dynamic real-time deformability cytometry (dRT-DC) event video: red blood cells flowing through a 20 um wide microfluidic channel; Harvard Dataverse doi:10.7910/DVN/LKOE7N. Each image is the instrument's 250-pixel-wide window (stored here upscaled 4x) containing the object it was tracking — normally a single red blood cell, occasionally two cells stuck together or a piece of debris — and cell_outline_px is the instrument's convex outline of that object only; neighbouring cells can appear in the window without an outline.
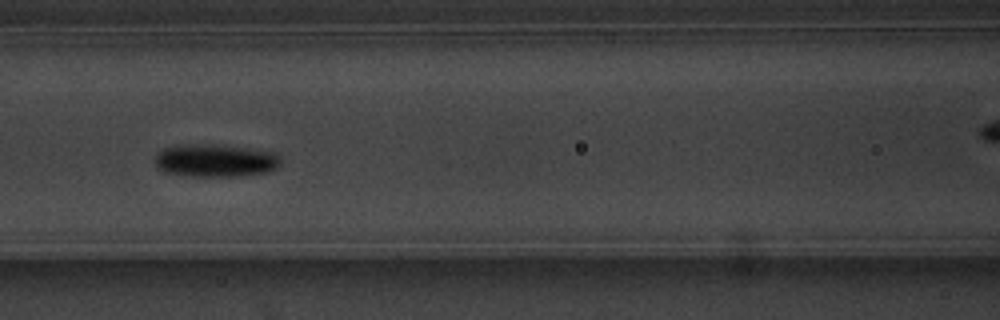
{"species": "common noctule bat (a hibernating species)", "species_latin": "Nyctalus noctula", "temperature_condition": "warm", "stored_images_in_passage": 12, "camera_frame_rate_fps": 3000, "um_per_image_px": 0.085, "animal": {"sex": "male", "body_mass_g": 20.1, "forearm_length_mm": 53.5}, "frame": {"image": 1, "passage_image": 7, "time_ms": 7.0, "image_size_px": [1000, 320], "cell_outline_px": [[280, 164], [276, 168], [268, 172], [240, 176], [192, 176], [164, 172], [156, 168], [156, 156], [164, 148], [180, 144], [212, 144], [244, 148], [272, 152], [280, 156]], "centroid_in_image_um": [18.29, 13.65], "position_along_channel_um": 148.3, "area_um2": 23.93}}
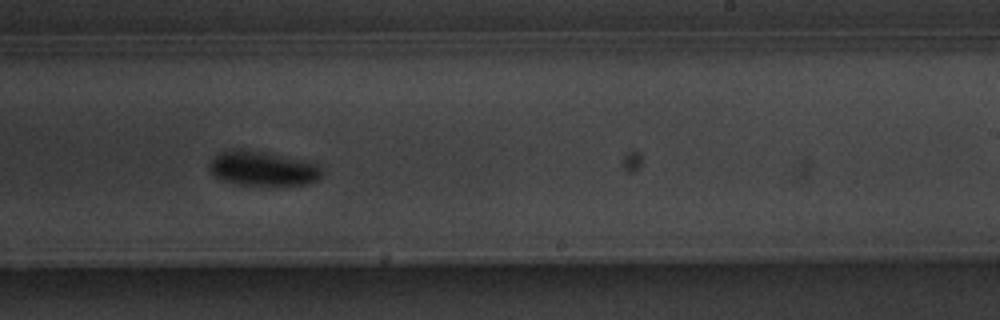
{"frame": {"image": 2, "passage_image": 10, "time_ms": 10.333, "image_size_px": [1000, 320], "cell_outline_px": [[324, 168], [320, 176], [316, 180], [308, 184], [236, 184], [220, 180], [212, 176], [208, 168], [208, 164], [212, 156], [220, 152], [232, 148], [236, 148], [260, 152], [304, 160], [320, 164]], "centroid_in_image_um": [22.26, 14.31], "position_along_channel_um": 266.7, "area_um2": 22.72}}
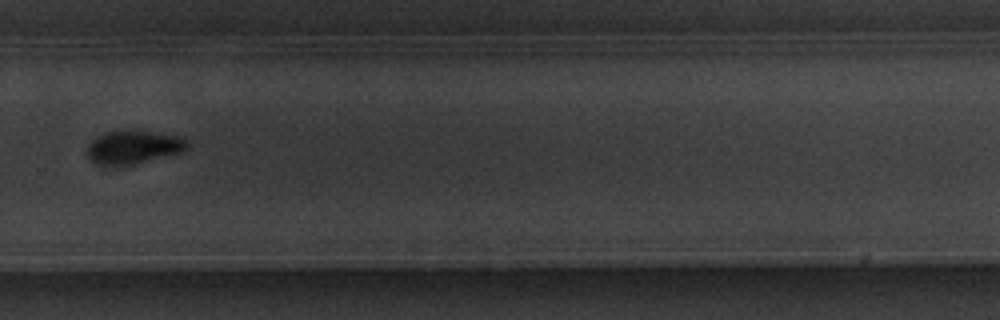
{"frame": {"image": 3, "passage_image": 12, "time_ms": 13.667, "image_size_px": [1000, 320], "cell_outline_px": [[188, 148], [184, 152], [132, 164], [96, 164], [88, 156], [88, 144], [96, 136], [104, 132], [132, 128], [176, 136], [188, 140]], "centroid_in_image_um": [11.36, 12.46], "position_along_channel_um": 318.4, "area_um2": 19.54}}